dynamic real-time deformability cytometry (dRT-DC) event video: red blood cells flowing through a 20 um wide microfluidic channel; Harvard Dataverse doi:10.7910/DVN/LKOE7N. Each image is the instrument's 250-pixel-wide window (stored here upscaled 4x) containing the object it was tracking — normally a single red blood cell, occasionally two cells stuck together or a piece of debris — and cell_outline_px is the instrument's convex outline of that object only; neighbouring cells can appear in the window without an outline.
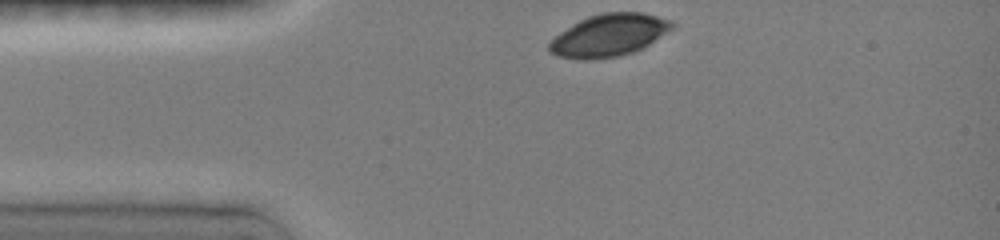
{"species": "common noctule bat (a hibernating species)", "species_latin": "Nyctalus noctula", "temperature_condition": "room temperature", "stored_images_in_passage": 32, "camera_frame_rate_fps": 3000, "um_per_image_px": 0.085, "animal": {"sex": "female", "body_mass_g": 19.0, "forearm_length_mm": 51.5}, "frame": {"image": 1, "passage_image": 1, "time_ms": 0.0, "image_size_px": [1000, 240], "cell_outline_px": [[672, 28], [648, 44], [640, 48], [616, 56], [560, 56], [552, 52], [548, 48], [548, 44], [560, 32], [572, 24], [588, 16], [600, 12], [644, 12], [672, 20]], "centroid_in_image_um": [51.79, 2.91], "position_along_channel_um": 33.2, "area_um2": 28.84}}
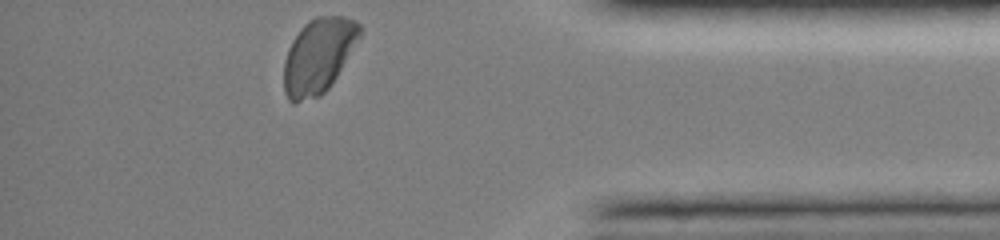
{"frame": {"image": 2, "passage_image": 32, "time_ms": 10.667, "image_size_px": [1000, 240], "cell_outline_px": [[360, 36], [336, 76], [328, 88], [320, 96], [292, 104], [288, 100], [284, 92], [284, 60], [288, 48], [292, 40], [300, 28], [308, 20], [316, 16], [344, 16], [356, 20], [360, 24]], "centroid_in_image_um": [27.03, 4.73], "position_along_channel_um": 408.2, "area_um2": 33.06}}